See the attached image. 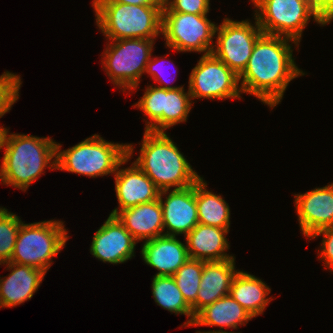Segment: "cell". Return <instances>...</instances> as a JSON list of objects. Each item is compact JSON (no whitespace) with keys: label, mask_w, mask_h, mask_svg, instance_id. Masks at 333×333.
I'll use <instances>...</instances> for the list:
<instances>
[{"label":"cell","mask_w":333,"mask_h":333,"mask_svg":"<svg viewBox=\"0 0 333 333\" xmlns=\"http://www.w3.org/2000/svg\"><path fill=\"white\" fill-rule=\"evenodd\" d=\"M292 44L298 48L300 43L288 37L263 33L239 75L242 93L256 97L272 109L280 104L289 83L307 75L296 66Z\"/></svg>","instance_id":"6da1fadb"},{"label":"cell","mask_w":333,"mask_h":333,"mask_svg":"<svg viewBox=\"0 0 333 333\" xmlns=\"http://www.w3.org/2000/svg\"><path fill=\"white\" fill-rule=\"evenodd\" d=\"M9 132V128H6L0 165L1 184L25 192L45 173L46 168L56 170L57 142L50 137Z\"/></svg>","instance_id":"7a4b0ae2"},{"label":"cell","mask_w":333,"mask_h":333,"mask_svg":"<svg viewBox=\"0 0 333 333\" xmlns=\"http://www.w3.org/2000/svg\"><path fill=\"white\" fill-rule=\"evenodd\" d=\"M169 136L144 130L140 153L133 161L160 191L186 188L201 178Z\"/></svg>","instance_id":"3957f363"},{"label":"cell","mask_w":333,"mask_h":333,"mask_svg":"<svg viewBox=\"0 0 333 333\" xmlns=\"http://www.w3.org/2000/svg\"><path fill=\"white\" fill-rule=\"evenodd\" d=\"M98 30L107 40L156 39L161 35L164 5L92 2Z\"/></svg>","instance_id":"277c9868"},{"label":"cell","mask_w":333,"mask_h":333,"mask_svg":"<svg viewBox=\"0 0 333 333\" xmlns=\"http://www.w3.org/2000/svg\"><path fill=\"white\" fill-rule=\"evenodd\" d=\"M56 170L97 178L115 174L118 165L127 157V144L114 143L93 134L78 144L61 150L56 143Z\"/></svg>","instance_id":"5b68a950"},{"label":"cell","mask_w":333,"mask_h":333,"mask_svg":"<svg viewBox=\"0 0 333 333\" xmlns=\"http://www.w3.org/2000/svg\"><path fill=\"white\" fill-rule=\"evenodd\" d=\"M64 222L44 220L22 222L10 262L30 265L47 273L53 257L65 247L70 238Z\"/></svg>","instance_id":"8992f818"},{"label":"cell","mask_w":333,"mask_h":333,"mask_svg":"<svg viewBox=\"0 0 333 333\" xmlns=\"http://www.w3.org/2000/svg\"><path fill=\"white\" fill-rule=\"evenodd\" d=\"M156 39L109 40L102 53L101 63L114 87L134 91L139 87Z\"/></svg>","instance_id":"52a82bcc"},{"label":"cell","mask_w":333,"mask_h":333,"mask_svg":"<svg viewBox=\"0 0 333 333\" xmlns=\"http://www.w3.org/2000/svg\"><path fill=\"white\" fill-rule=\"evenodd\" d=\"M254 16L264 34L284 36L301 42L311 18L325 26L314 13L311 0H251Z\"/></svg>","instance_id":"ba28073f"},{"label":"cell","mask_w":333,"mask_h":333,"mask_svg":"<svg viewBox=\"0 0 333 333\" xmlns=\"http://www.w3.org/2000/svg\"><path fill=\"white\" fill-rule=\"evenodd\" d=\"M206 15L162 12L161 34L166 48L177 52L210 54L217 24Z\"/></svg>","instance_id":"9c48e42d"},{"label":"cell","mask_w":333,"mask_h":333,"mask_svg":"<svg viewBox=\"0 0 333 333\" xmlns=\"http://www.w3.org/2000/svg\"><path fill=\"white\" fill-rule=\"evenodd\" d=\"M254 20L253 24L249 19L234 21L226 17L215 30L216 43L211 53L238 76L247 66L254 44L263 34L257 19Z\"/></svg>","instance_id":"30bf717a"},{"label":"cell","mask_w":333,"mask_h":333,"mask_svg":"<svg viewBox=\"0 0 333 333\" xmlns=\"http://www.w3.org/2000/svg\"><path fill=\"white\" fill-rule=\"evenodd\" d=\"M189 75L188 91L194 99H241L239 76L212 53L202 55Z\"/></svg>","instance_id":"8fae6325"},{"label":"cell","mask_w":333,"mask_h":333,"mask_svg":"<svg viewBox=\"0 0 333 333\" xmlns=\"http://www.w3.org/2000/svg\"><path fill=\"white\" fill-rule=\"evenodd\" d=\"M134 152L133 143H127V157L118 165L114 174L115 192L119 205L109 215L115 216L121 210L159 199L160 190L134 162L131 166L120 169L133 157Z\"/></svg>","instance_id":"7c38bea8"},{"label":"cell","mask_w":333,"mask_h":333,"mask_svg":"<svg viewBox=\"0 0 333 333\" xmlns=\"http://www.w3.org/2000/svg\"><path fill=\"white\" fill-rule=\"evenodd\" d=\"M165 195L164 199L163 196ZM164 235L184 237L199 223L196 183L182 189L160 191Z\"/></svg>","instance_id":"4fadbf2b"},{"label":"cell","mask_w":333,"mask_h":333,"mask_svg":"<svg viewBox=\"0 0 333 333\" xmlns=\"http://www.w3.org/2000/svg\"><path fill=\"white\" fill-rule=\"evenodd\" d=\"M138 242L116 216L109 215L93 235L90 254L110 264H122L135 257Z\"/></svg>","instance_id":"5bb4252c"},{"label":"cell","mask_w":333,"mask_h":333,"mask_svg":"<svg viewBox=\"0 0 333 333\" xmlns=\"http://www.w3.org/2000/svg\"><path fill=\"white\" fill-rule=\"evenodd\" d=\"M300 231L308 238L316 231L333 226V183L294 195Z\"/></svg>","instance_id":"9a60e30c"},{"label":"cell","mask_w":333,"mask_h":333,"mask_svg":"<svg viewBox=\"0 0 333 333\" xmlns=\"http://www.w3.org/2000/svg\"><path fill=\"white\" fill-rule=\"evenodd\" d=\"M11 271L0 277V309L16 307L31 300L42 283L46 272L30 265L13 262L3 264Z\"/></svg>","instance_id":"2e32d148"},{"label":"cell","mask_w":333,"mask_h":333,"mask_svg":"<svg viewBox=\"0 0 333 333\" xmlns=\"http://www.w3.org/2000/svg\"><path fill=\"white\" fill-rule=\"evenodd\" d=\"M140 254L145 264L158 270L155 276H173L189 259L186 243L171 235L144 241Z\"/></svg>","instance_id":"e0dca14e"},{"label":"cell","mask_w":333,"mask_h":333,"mask_svg":"<svg viewBox=\"0 0 333 333\" xmlns=\"http://www.w3.org/2000/svg\"><path fill=\"white\" fill-rule=\"evenodd\" d=\"M238 272L235 259L204 261V269L196 302L191 306L195 317L203 308L229 295L233 277Z\"/></svg>","instance_id":"ac0fdd59"},{"label":"cell","mask_w":333,"mask_h":333,"mask_svg":"<svg viewBox=\"0 0 333 333\" xmlns=\"http://www.w3.org/2000/svg\"><path fill=\"white\" fill-rule=\"evenodd\" d=\"M229 231L230 229L198 223L185 236L189 258L205 262L236 259L226 252L230 249L226 238Z\"/></svg>","instance_id":"d6986e66"},{"label":"cell","mask_w":333,"mask_h":333,"mask_svg":"<svg viewBox=\"0 0 333 333\" xmlns=\"http://www.w3.org/2000/svg\"><path fill=\"white\" fill-rule=\"evenodd\" d=\"M115 216L138 243L164 235L159 199L121 210Z\"/></svg>","instance_id":"ffe728a7"},{"label":"cell","mask_w":333,"mask_h":333,"mask_svg":"<svg viewBox=\"0 0 333 333\" xmlns=\"http://www.w3.org/2000/svg\"><path fill=\"white\" fill-rule=\"evenodd\" d=\"M252 319L251 315L230 295L224 296L214 303L203 308L196 316L192 326L219 327L211 332L224 333V327L239 329L247 325Z\"/></svg>","instance_id":"44dd1931"},{"label":"cell","mask_w":333,"mask_h":333,"mask_svg":"<svg viewBox=\"0 0 333 333\" xmlns=\"http://www.w3.org/2000/svg\"><path fill=\"white\" fill-rule=\"evenodd\" d=\"M271 288L255 275L242 270L233 277L229 295L234 298L252 318L263 314L274 298L268 297Z\"/></svg>","instance_id":"7402d4cb"},{"label":"cell","mask_w":333,"mask_h":333,"mask_svg":"<svg viewBox=\"0 0 333 333\" xmlns=\"http://www.w3.org/2000/svg\"><path fill=\"white\" fill-rule=\"evenodd\" d=\"M196 204L200 224L230 228V206L223 196L207 190V182L203 177L196 182Z\"/></svg>","instance_id":"603a6c76"},{"label":"cell","mask_w":333,"mask_h":333,"mask_svg":"<svg viewBox=\"0 0 333 333\" xmlns=\"http://www.w3.org/2000/svg\"><path fill=\"white\" fill-rule=\"evenodd\" d=\"M152 295L155 303L175 315H185L188 319L182 327H192L195 317L191 306L185 301L173 276H153Z\"/></svg>","instance_id":"cb8c5ba5"},{"label":"cell","mask_w":333,"mask_h":333,"mask_svg":"<svg viewBox=\"0 0 333 333\" xmlns=\"http://www.w3.org/2000/svg\"><path fill=\"white\" fill-rule=\"evenodd\" d=\"M195 102L184 87L163 89V132L172 126L187 122L190 110Z\"/></svg>","instance_id":"d4e9b609"},{"label":"cell","mask_w":333,"mask_h":333,"mask_svg":"<svg viewBox=\"0 0 333 333\" xmlns=\"http://www.w3.org/2000/svg\"><path fill=\"white\" fill-rule=\"evenodd\" d=\"M134 106L143 111L148 119L145 121V130L163 132V88L149 85Z\"/></svg>","instance_id":"484cf974"},{"label":"cell","mask_w":333,"mask_h":333,"mask_svg":"<svg viewBox=\"0 0 333 333\" xmlns=\"http://www.w3.org/2000/svg\"><path fill=\"white\" fill-rule=\"evenodd\" d=\"M204 269V261L188 259L173 275L185 301L192 306L196 302Z\"/></svg>","instance_id":"4316f807"},{"label":"cell","mask_w":333,"mask_h":333,"mask_svg":"<svg viewBox=\"0 0 333 333\" xmlns=\"http://www.w3.org/2000/svg\"><path fill=\"white\" fill-rule=\"evenodd\" d=\"M22 222L19 216L0 206V266L10 262Z\"/></svg>","instance_id":"83f0119b"},{"label":"cell","mask_w":333,"mask_h":333,"mask_svg":"<svg viewBox=\"0 0 333 333\" xmlns=\"http://www.w3.org/2000/svg\"><path fill=\"white\" fill-rule=\"evenodd\" d=\"M21 80L20 75L9 71L3 72L0 76V118L10 112L12 106L18 101L22 85Z\"/></svg>","instance_id":"f1b7e54d"},{"label":"cell","mask_w":333,"mask_h":333,"mask_svg":"<svg viewBox=\"0 0 333 333\" xmlns=\"http://www.w3.org/2000/svg\"><path fill=\"white\" fill-rule=\"evenodd\" d=\"M210 10V0H164L162 12H180L206 15Z\"/></svg>","instance_id":"f546056e"},{"label":"cell","mask_w":333,"mask_h":333,"mask_svg":"<svg viewBox=\"0 0 333 333\" xmlns=\"http://www.w3.org/2000/svg\"><path fill=\"white\" fill-rule=\"evenodd\" d=\"M322 236L320 249H318V259L323 262L325 268L333 272V226L322 228L315 233H313L309 238L314 240Z\"/></svg>","instance_id":"4dcf8cb0"},{"label":"cell","mask_w":333,"mask_h":333,"mask_svg":"<svg viewBox=\"0 0 333 333\" xmlns=\"http://www.w3.org/2000/svg\"><path fill=\"white\" fill-rule=\"evenodd\" d=\"M166 59L165 57H150V60L149 62L147 63L146 65V69H145V73H147L148 75H150L151 79H154V82L156 83H159L157 87L159 88H163V89H177V88H182L184 85L182 86H170L168 85L171 81L167 80L165 76V72H164V68L163 66H165L163 64V62L165 63ZM168 76V75H167ZM169 77V76H168ZM174 80V78H173ZM172 80V81H173Z\"/></svg>","instance_id":"1f68e13d"},{"label":"cell","mask_w":333,"mask_h":333,"mask_svg":"<svg viewBox=\"0 0 333 333\" xmlns=\"http://www.w3.org/2000/svg\"><path fill=\"white\" fill-rule=\"evenodd\" d=\"M311 4L314 13L324 25L333 22V0H311Z\"/></svg>","instance_id":"d6a6232c"},{"label":"cell","mask_w":333,"mask_h":333,"mask_svg":"<svg viewBox=\"0 0 333 333\" xmlns=\"http://www.w3.org/2000/svg\"><path fill=\"white\" fill-rule=\"evenodd\" d=\"M92 2H119L129 5H164V0H93Z\"/></svg>","instance_id":"836d02e7"},{"label":"cell","mask_w":333,"mask_h":333,"mask_svg":"<svg viewBox=\"0 0 333 333\" xmlns=\"http://www.w3.org/2000/svg\"><path fill=\"white\" fill-rule=\"evenodd\" d=\"M5 132H6V128H0V150H2Z\"/></svg>","instance_id":"e575fe53"},{"label":"cell","mask_w":333,"mask_h":333,"mask_svg":"<svg viewBox=\"0 0 333 333\" xmlns=\"http://www.w3.org/2000/svg\"><path fill=\"white\" fill-rule=\"evenodd\" d=\"M196 333H220V332H211V331H196ZM224 333H227V332H224ZM228 333H235L234 331L232 332H228ZM236 333H240V332H236Z\"/></svg>","instance_id":"d590c367"}]
</instances>
